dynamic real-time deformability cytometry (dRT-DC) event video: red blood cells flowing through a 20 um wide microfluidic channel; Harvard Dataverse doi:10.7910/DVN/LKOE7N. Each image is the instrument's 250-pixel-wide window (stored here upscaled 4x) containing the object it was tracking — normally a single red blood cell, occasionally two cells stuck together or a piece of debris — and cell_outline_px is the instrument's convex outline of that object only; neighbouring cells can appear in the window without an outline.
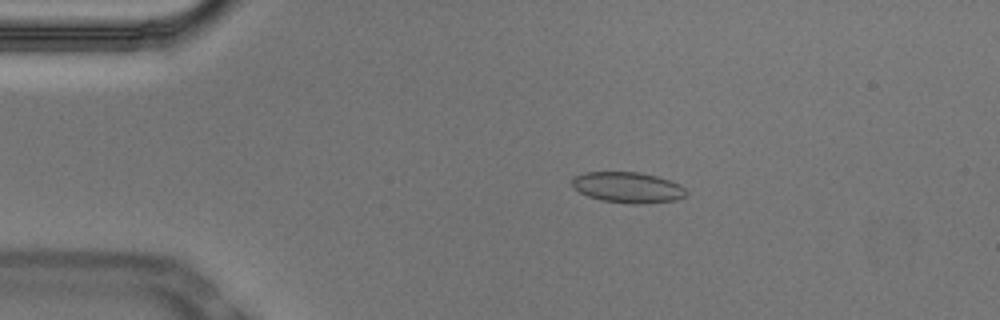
{"species": "Egyptian fruit bat (a non-hibernating species)", "species_latin": "Rousettus aegyptiacus", "temperature_condition": "cold", "stored_images_in_passage": 53, "camera_frame_rate_fps": 3000, "um_per_image_px": 0.085, "animal": {"sex": "male"}, "frame": {"image": 1, "passage_image": 10, "time_ms": 3.0, "image_size_px": [1000, 320], "cell_outline_px": [[688, 192], [684, 196], [676, 200], [640, 204], [632, 204], [600, 200], [588, 196], [580, 192], [572, 184], [572, 180], [576, 176], [584, 172], [640, 172], [656, 176], [680, 184]], "centroid_in_image_um": [53.38, 15.93], "position_along_channel_um": 31.6, "area_um2": 20.35}}
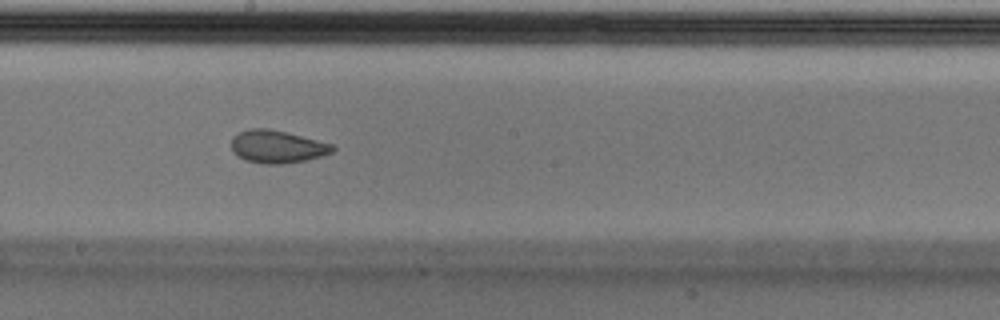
{"frame": {"image": 2, "passage_image": 29, "time_ms": 9.333, "image_size_px": [1000, 320], "cell_outline_px": [[336, 148], [332, 152], [320, 156], [304, 160], [284, 164], [260, 164], [244, 160], [232, 152], [232, 136], [248, 128], [268, 128], [332, 144]], "centroid_in_image_um": [23.5, 12.47], "position_along_channel_um": 224.7, "area_um2": 19.19}}
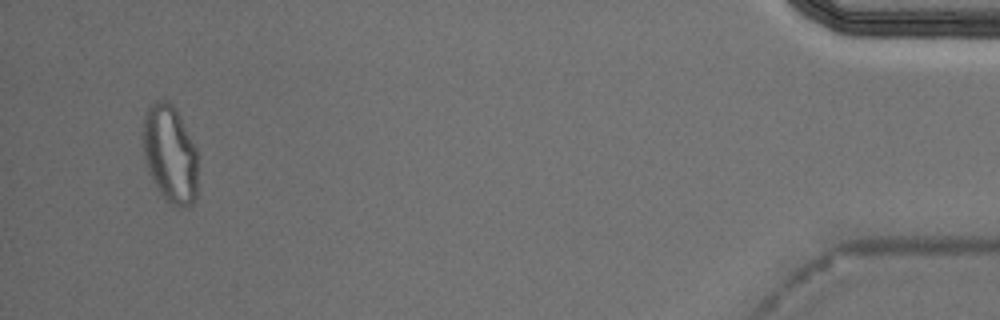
{"frame": {"image": 3, "passage_image": 51, "time_ms": 16.667, "image_size_px": [1000, 320], "cell_outline_px": [[196, 196], [192, 204], [180, 208], [176, 208], [164, 200], [148, 172], [144, 160], [144, 116], [148, 104], [156, 100], [168, 100], [176, 108], [196, 148]], "centroid_in_image_um": [14.44, 13.09], "position_along_channel_um": 420.8, "area_um2": 31.39}, "authors_computed_cell_mechanics": {"area_um2": 20.3456, "velocity_mm_per_s": 3.723, "shape_relaxation_time_tau1_ms": null, "shape_relaxation_time_tau2_ms": 1.2163, "deformation_change_tau1": null, "deformation_change_tau2": 0.0639}}